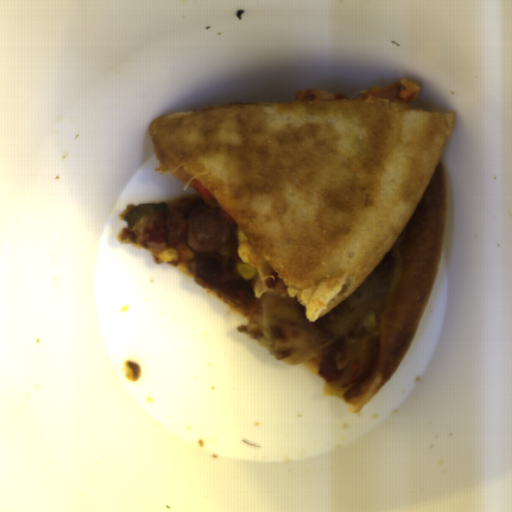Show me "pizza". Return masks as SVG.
<instances>
[{"instance_id":"obj_1","label":"pizza","mask_w":512,"mask_h":512,"mask_svg":"<svg viewBox=\"0 0 512 512\" xmlns=\"http://www.w3.org/2000/svg\"><path fill=\"white\" fill-rule=\"evenodd\" d=\"M420 94L400 79L162 114L148 128L154 171L196 193L127 205L119 238L358 412L411 346L442 253L454 112L415 108Z\"/></svg>"}]
</instances>
